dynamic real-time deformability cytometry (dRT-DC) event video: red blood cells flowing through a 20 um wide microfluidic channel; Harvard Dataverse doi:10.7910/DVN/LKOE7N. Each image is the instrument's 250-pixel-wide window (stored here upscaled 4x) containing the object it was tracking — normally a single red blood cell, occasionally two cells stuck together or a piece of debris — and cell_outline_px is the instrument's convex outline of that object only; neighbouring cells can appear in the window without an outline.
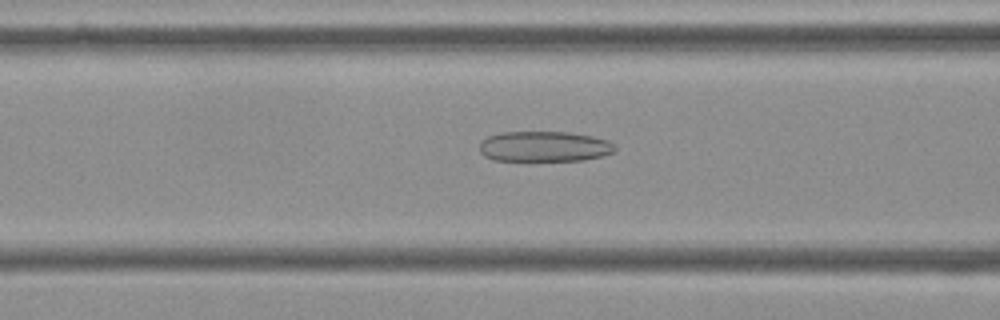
{"species": "Egyptian fruit bat (a non-hibernating species)", "species_latin": "Rousettus aegyptiacus", "temperature_condition": "cold", "stored_images_in_passage": 47, "camera_frame_rate_fps": 3000, "um_per_image_px": 0.085, "frame": {"image": 1, "passage_image": 14, "time_ms": 4.333, "image_size_px": [1000, 320], "cell_outline_px": [[616, 148], [612, 152], [604, 156], [584, 160], [492, 160], [484, 156], [480, 152], [480, 140], [488, 136], [500, 132], [568, 132], [592, 136], [608, 140], [616, 144]], "centroid_in_image_um": [46.26, 12.44], "position_along_channel_um": 120.3, "area_um2": 24.16}}
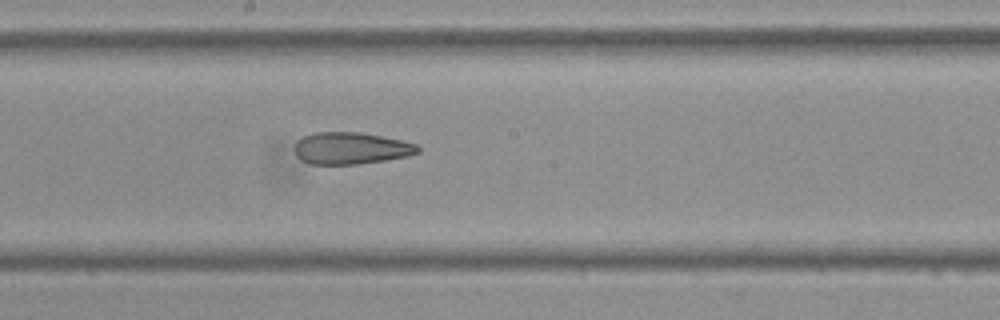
{"frame": {"image": 2, "passage_image": 22, "time_ms": 7.0, "image_size_px": [1000, 320], "cell_outline_px": [[420, 152], [408, 156], [384, 160], [356, 164], [308, 164], [300, 160], [296, 156], [296, 140], [304, 136], [316, 132], [360, 132], [420, 144]], "centroid_in_image_um": [29.84, 12.6], "position_along_channel_um": 218.4, "area_um2": 22.95}}
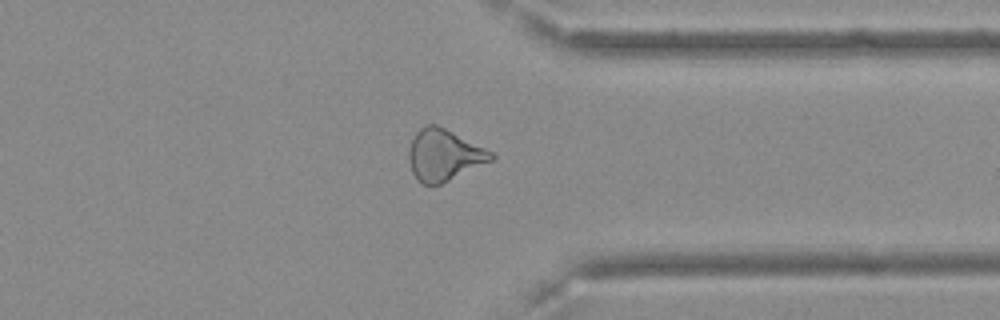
{"frame": {"image": 3, "passage_image": 35, "time_ms": 11.333, "image_size_px": [1000, 320], "cell_outline_px": [[496, 156], [492, 160], [440, 184], [420, 184], [416, 180], [412, 172], [408, 160], [408, 152], [412, 140], [416, 132], [420, 128], [428, 124], [436, 124], [492, 152]], "centroid_in_image_um": [37.69, 13.19], "position_along_channel_um": 373.7, "area_um2": 24.28}, "authors_computed_cell_mechanics": {"area_um2": 24.3916, "velocity_mm_per_s": 3.6644, "shape_relaxation_time_tau1_ms": 8.8074, "shape_relaxation_time_tau2_ms": 3.3323, "deformation_change_tau1": 0.1922, "deformation_change_tau2": 0.1354}}